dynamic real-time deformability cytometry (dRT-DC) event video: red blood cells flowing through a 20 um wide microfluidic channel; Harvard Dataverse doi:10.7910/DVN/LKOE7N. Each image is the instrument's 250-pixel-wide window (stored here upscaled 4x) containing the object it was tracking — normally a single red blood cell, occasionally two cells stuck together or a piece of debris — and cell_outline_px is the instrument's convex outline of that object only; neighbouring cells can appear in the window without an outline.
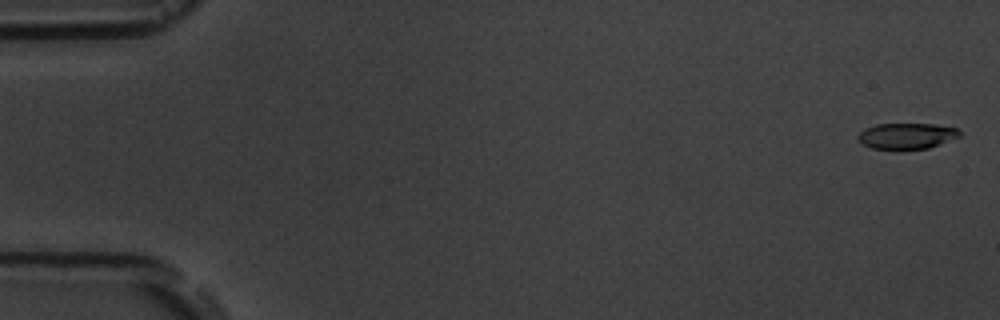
{"species": "common noctule bat (a hibernating species)", "species_latin": "Nyctalus noctula", "temperature_condition": "room temperature", "stored_images_in_passage": 6, "camera_frame_rate_fps": 3000, "um_per_image_px": 0.085, "animal": {"sex": "male", "body_mass_g": 19.5, "forearm_length_mm": 54.6}, "frame": {"image": 1, "passage_image": 1, "time_ms": 0.0, "image_size_px": [1000, 320], "cell_outline_px": [[960, 136], [940, 144], [928, 148], [900, 152], [896, 152], [872, 148], [864, 144], [856, 136], [860, 132], [876, 124], [936, 124], [956, 128], [960, 132]], "centroid_in_image_um": [77.06, 11.6], "position_along_channel_um": 7.9, "area_um2": 15.78}}
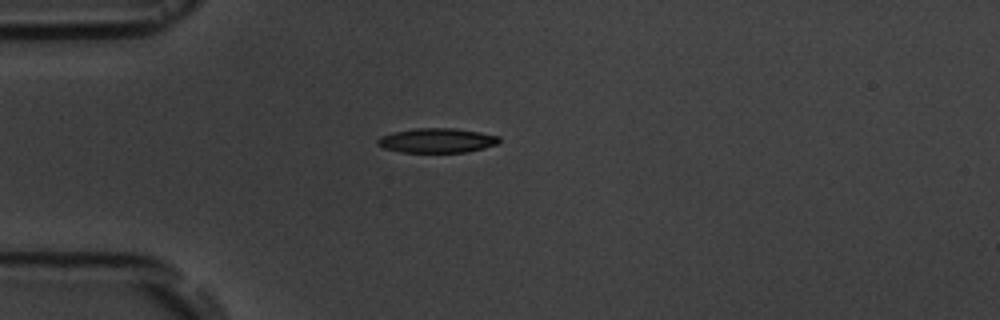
{"frame": {"image": 2, "passage_image": 5, "time_ms": 4.667, "image_size_px": [1000, 320], "cell_outline_px": [[500, 140], [496, 144], [484, 148], [468, 152], [400, 152], [384, 148], [376, 144], [376, 140], [380, 136], [392, 132], [416, 128], [456, 128], [480, 132], [500, 136]], "centroid_in_image_um": [37.12, 11.93], "position_along_channel_um": 47.9, "area_um2": 17.51}}